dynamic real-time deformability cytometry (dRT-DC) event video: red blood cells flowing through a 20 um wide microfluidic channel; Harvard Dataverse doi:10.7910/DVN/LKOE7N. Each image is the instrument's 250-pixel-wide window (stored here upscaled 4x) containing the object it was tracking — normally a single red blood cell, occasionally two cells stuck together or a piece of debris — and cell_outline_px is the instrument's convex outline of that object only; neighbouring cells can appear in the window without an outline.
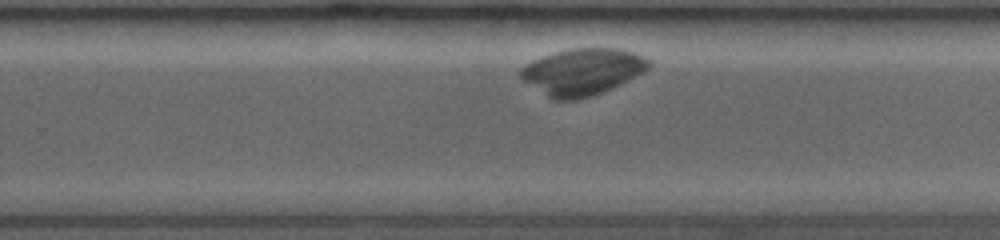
{"species": "common noctule bat (a hibernating species)", "species_latin": "Nyctalus noctula", "temperature_condition": "room temperature", "stored_images_in_passage": 30, "camera_frame_rate_fps": 3500, "um_per_image_px": 0.085, "animal": {"sex": "female", "body_mass_g": 19.0, "forearm_length_mm": 53.3}, "frame": {"image": 1, "passage_image": 21, "time_ms": 6.0, "image_size_px": [1000, 240], "cell_outline_px": [[652, 64], [644, 72], [600, 92], [588, 96], [572, 100], [556, 100], [548, 96], [524, 80], [520, 76], [520, 68], [532, 60], [556, 52], [572, 48], [620, 48], [636, 52], [652, 60]], "centroid_in_image_um": [49.54, 6.06], "position_along_channel_um": 280.3, "area_um2": 34.28}}
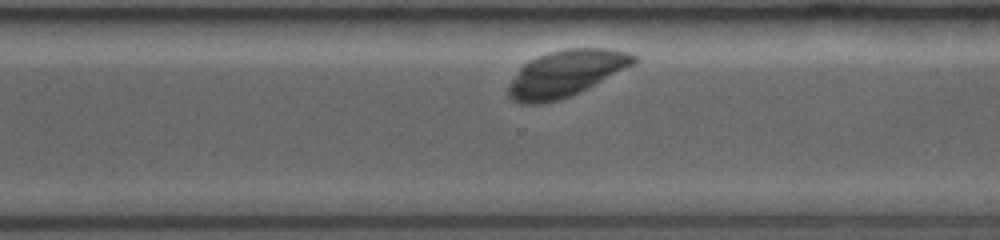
{"frame": {"image": 2, "passage_image": 25, "time_ms": 7.143, "image_size_px": [1000, 240], "cell_outline_px": [[640, 60], [588, 88], [580, 92], [560, 100], [544, 104], [520, 104], [512, 100], [508, 96], [508, 88], [512, 80], [520, 68], [528, 60], [548, 52], [564, 48], [604, 48], [628, 52], [636, 56]], "centroid_in_image_um": [48.07, 6.25], "position_along_channel_um": 322.5, "area_um2": 33.81}}